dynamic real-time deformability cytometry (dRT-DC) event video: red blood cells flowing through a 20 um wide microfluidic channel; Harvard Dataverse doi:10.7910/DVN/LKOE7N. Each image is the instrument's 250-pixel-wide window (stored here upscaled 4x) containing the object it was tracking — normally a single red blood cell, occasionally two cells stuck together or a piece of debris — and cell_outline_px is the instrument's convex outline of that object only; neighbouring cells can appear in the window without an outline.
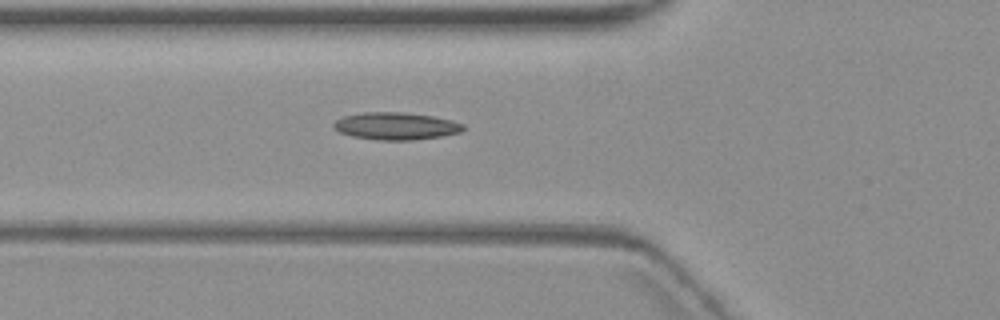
{"species": "common noctule bat (a hibernating species)", "species_latin": "Nyctalus noctula", "temperature_condition": "warm", "stored_images_in_passage": 7, "camera_frame_rate_fps": 3000, "um_per_image_px": 0.085, "animal": {"sex": "female", "body_mass_g": 19.3, "forearm_length_mm": 54.1}, "frame": {"image": 1, "passage_image": 7, "time_ms": 7.0, "image_size_px": [1000, 320], "cell_outline_px": [[468, 128], [460, 132], [440, 136], [412, 140], [380, 140], [352, 136], [340, 132], [332, 128], [332, 124], [336, 120], [344, 116], [364, 112], [404, 112], [432, 116], [452, 120], [464, 124]], "centroid_in_image_um": [33.66, 10.71], "position_along_channel_um": 92.1, "area_um2": 20.69}}